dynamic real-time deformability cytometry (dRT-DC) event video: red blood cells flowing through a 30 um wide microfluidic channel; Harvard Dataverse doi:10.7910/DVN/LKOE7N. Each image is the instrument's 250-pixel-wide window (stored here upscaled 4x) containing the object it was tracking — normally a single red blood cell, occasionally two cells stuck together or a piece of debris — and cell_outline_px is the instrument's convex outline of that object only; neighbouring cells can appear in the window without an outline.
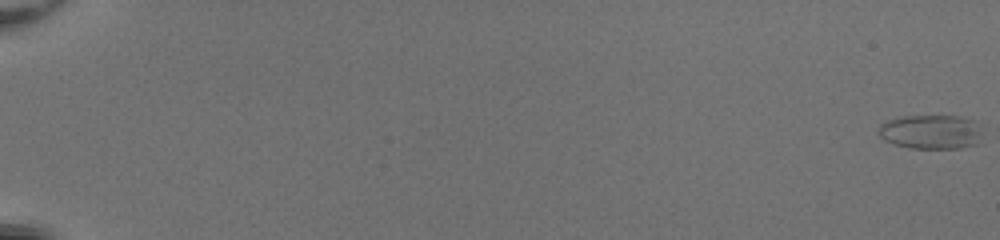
{"species": "common noctule bat (a hibernating species)", "species_latin": "Nyctalus noctula", "temperature_condition": "room temperature", "stored_images_in_passage": 55, "camera_frame_rate_fps": 3000, "um_per_image_px": 0.085, "animal": {"sex": "female", "body_mass_g": 20.0, "forearm_length_mm": 54.0}, "frame": {"image": 1, "passage_image": 1, "time_ms": 0.0, "image_size_px": [1000, 240], "cell_outline_px": [[984, 124], [980, 144], [960, 148], [908, 148], [884, 140], [876, 132], [880, 124], [888, 120], [900, 116], [964, 116], [976, 120]], "centroid_in_image_um": [79.22, 11.2], "position_along_channel_um": 5.8, "area_um2": 21.5}}
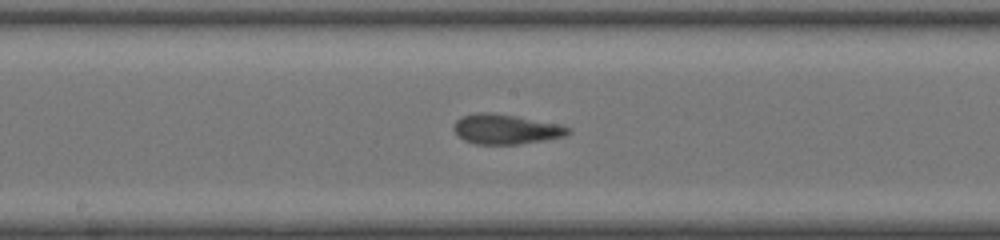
{"frame": {"image": 2, "passage_image": 33, "time_ms": 10.667, "image_size_px": [1000, 240], "cell_outline_px": [[572, 132], [564, 136], [544, 140], [516, 144], [476, 144], [464, 140], [456, 136], [452, 128], [456, 120], [460, 116], [476, 112], [492, 112], [516, 116], [556, 124], [572, 128]], "centroid_in_image_um": [42.93, 10.97], "position_along_channel_um": 205.3, "area_um2": 20.0}}
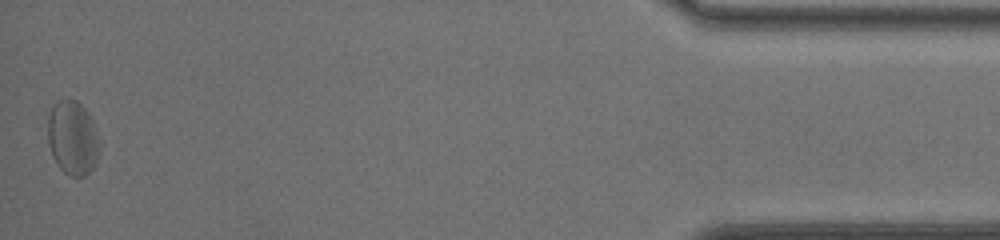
{"frame": {"image": 3, "passage_image": 55, "time_ms": 18.0, "image_size_px": [1000, 240], "cell_outline_px": [[100, 152], [92, 168], [84, 176], [68, 176], [56, 164], [52, 156], [48, 140], [48, 116], [56, 100], [76, 100], [88, 112], [92, 120], [100, 144]], "centroid_in_image_um": [6.17, 11.73], "position_along_channel_um": 429.0, "area_um2": 22.31}, "authors_computed_cell_mechanics": {"area_um2": 20.3456, "velocity_mm_per_s": 4.0667, "shape_relaxation_time_tau1_ms": 4.9021, "shape_relaxation_time_tau2_ms": 1.7951, "deformation_change_tau1": 0.1261, "deformation_change_tau2": 0.0766}}